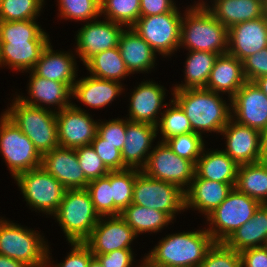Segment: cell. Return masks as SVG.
<instances>
[{
    "label": "cell",
    "instance_id": "obj_52",
    "mask_svg": "<svg viewBox=\"0 0 267 267\" xmlns=\"http://www.w3.org/2000/svg\"><path fill=\"white\" fill-rule=\"evenodd\" d=\"M0 267H28L24 263L11 259L7 256L0 255Z\"/></svg>",
    "mask_w": 267,
    "mask_h": 267
},
{
    "label": "cell",
    "instance_id": "obj_54",
    "mask_svg": "<svg viewBox=\"0 0 267 267\" xmlns=\"http://www.w3.org/2000/svg\"><path fill=\"white\" fill-rule=\"evenodd\" d=\"M260 90L267 96V75L257 78L255 81Z\"/></svg>",
    "mask_w": 267,
    "mask_h": 267
},
{
    "label": "cell",
    "instance_id": "obj_35",
    "mask_svg": "<svg viewBox=\"0 0 267 267\" xmlns=\"http://www.w3.org/2000/svg\"><path fill=\"white\" fill-rule=\"evenodd\" d=\"M185 66V84L174 89L205 88L210 72L219 54L204 51H189Z\"/></svg>",
    "mask_w": 267,
    "mask_h": 267
},
{
    "label": "cell",
    "instance_id": "obj_14",
    "mask_svg": "<svg viewBox=\"0 0 267 267\" xmlns=\"http://www.w3.org/2000/svg\"><path fill=\"white\" fill-rule=\"evenodd\" d=\"M56 121L60 147L77 148L91 145L97 135V121L75 104L56 111Z\"/></svg>",
    "mask_w": 267,
    "mask_h": 267
},
{
    "label": "cell",
    "instance_id": "obj_49",
    "mask_svg": "<svg viewBox=\"0 0 267 267\" xmlns=\"http://www.w3.org/2000/svg\"><path fill=\"white\" fill-rule=\"evenodd\" d=\"M93 255L103 267H131L134 258L131 249H119L107 254Z\"/></svg>",
    "mask_w": 267,
    "mask_h": 267
},
{
    "label": "cell",
    "instance_id": "obj_41",
    "mask_svg": "<svg viewBox=\"0 0 267 267\" xmlns=\"http://www.w3.org/2000/svg\"><path fill=\"white\" fill-rule=\"evenodd\" d=\"M202 138V134L190 132L173 136L165 142L177 156L187 159L196 165L204 149V141Z\"/></svg>",
    "mask_w": 267,
    "mask_h": 267
},
{
    "label": "cell",
    "instance_id": "obj_11",
    "mask_svg": "<svg viewBox=\"0 0 267 267\" xmlns=\"http://www.w3.org/2000/svg\"><path fill=\"white\" fill-rule=\"evenodd\" d=\"M27 202L35 210L54 215L66 188L42 167L20 173L14 178Z\"/></svg>",
    "mask_w": 267,
    "mask_h": 267
},
{
    "label": "cell",
    "instance_id": "obj_1",
    "mask_svg": "<svg viewBox=\"0 0 267 267\" xmlns=\"http://www.w3.org/2000/svg\"><path fill=\"white\" fill-rule=\"evenodd\" d=\"M42 30L35 20L0 21V65L31 71L50 42Z\"/></svg>",
    "mask_w": 267,
    "mask_h": 267
},
{
    "label": "cell",
    "instance_id": "obj_47",
    "mask_svg": "<svg viewBox=\"0 0 267 267\" xmlns=\"http://www.w3.org/2000/svg\"><path fill=\"white\" fill-rule=\"evenodd\" d=\"M246 81H255L267 75V47L242 61Z\"/></svg>",
    "mask_w": 267,
    "mask_h": 267
},
{
    "label": "cell",
    "instance_id": "obj_24",
    "mask_svg": "<svg viewBox=\"0 0 267 267\" xmlns=\"http://www.w3.org/2000/svg\"><path fill=\"white\" fill-rule=\"evenodd\" d=\"M246 82L242 62L229 53L220 54L210 72L205 89L216 93L227 92L230 102Z\"/></svg>",
    "mask_w": 267,
    "mask_h": 267
},
{
    "label": "cell",
    "instance_id": "obj_42",
    "mask_svg": "<svg viewBox=\"0 0 267 267\" xmlns=\"http://www.w3.org/2000/svg\"><path fill=\"white\" fill-rule=\"evenodd\" d=\"M61 17L78 21L100 16V0H59Z\"/></svg>",
    "mask_w": 267,
    "mask_h": 267
},
{
    "label": "cell",
    "instance_id": "obj_4",
    "mask_svg": "<svg viewBox=\"0 0 267 267\" xmlns=\"http://www.w3.org/2000/svg\"><path fill=\"white\" fill-rule=\"evenodd\" d=\"M215 241L205 230L168 235L146 256L166 267H198Z\"/></svg>",
    "mask_w": 267,
    "mask_h": 267
},
{
    "label": "cell",
    "instance_id": "obj_50",
    "mask_svg": "<svg viewBox=\"0 0 267 267\" xmlns=\"http://www.w3.org/2000/svg\"><path fill=\"white\" fill-rule=\"evenodd\" d=\"M239 253L241 267H267V246L247 248Z\"/></svg>",
    "mask_w": 267,
    "mask_h": 267
},
{
    "label": "cell",
    "instance_id": "obj_23",
    "mask_svg": "<svg viewBox=\"0 0 267 267\" xmlns=\"http://www.w3.org/2000/svg\"><path fill=\"white\" fill-rule=\"evenodd\" d=\"M129 108V121L148 123L157 126L158 111L162 106L165 98L163 86L155 82H142L134 92H132Z\"/></svg>",
    "mask_w": 267,
    "mask_h": 267
},
{
    "label": "cell",
    "instance_id": "obj_48",
    "mask_svg": "<svg viewBox=\"0 0 267 267\" xmlns=\"http://www.w3.org/2000/svg\"><path fill=\"white\" fill-rule=\"evenodd\" d=\"M73 249L67 255L65 261L55 267H88L90 260L94 257L89 247L84 242H70Z\"/></svg>",
    "mask_w": 267,
    "mask_h": 267
},
{
    "label": "cell",
    "instance_id": "obj_17",
    "mask_svg": "<svg viewBox=\"0 0 267 267\" xmlns=\"http://www.w3.org/2000/svg\"><path fill=\"white\" fill-rule=\"evenodd\" d=\"M221 134L225 135L227 146L223 151L238 165L261 160L262 133L258 130L239 124L232 117Z\"/></svg>",
    "mask_w": 267,
    "mask_h": 267
},
{
    "label": "cell",
    "instance_id": "obj_32",
    "mask_svg": "<svg viewBox=\"0 0 267 267\" xmlns=\"http://www.w3.org/2000/svg\"><path fill=\"white\" fill-rule=\"evenodd\" d=\"M235 188L261 204H267V164L259 161L239 165Z\"/></svg>",
    "mask_w": 267,
    "mask_h": 267
},
{
    "label": "cell",
    "instance_id": "obj_28",
    "mask_svg": "<svg viewBox=\"0 0 267 267\" xmlns=\"http://www.w3.org/2000/svg\"><path fill=\"white\" fill-rule=\"evenodd\" d=\"M118 48L130 73L148 72L154 67L155 52L131 27L121 33Z\"/></svg>",
    "mask_w": 267,
    "mask_h": 267
},
{
    "label": "cell",
    "instance_id": "obj_27",
    "mask_svg": "<svg viewBox=\"0 0 267 267\" xmlns=\"http://www.w3.org/2000/svg\"><path fill=\"white\" fill-rule=\"evenodd\" d=\"M121 82L88 76L76 81L72 96L92 108H102L122 92Z\"/></svg>",
    "mask_w": 267,
    "mask_h": 267
},
{
    "label": "cell",
    "instance_id": "obj_5",
    "mask_svg": "<svg viewBox=\"0 0 267 267\" xmlns=\"http://www.w3.org/2000/svg\"><path fill=\"white\" fill-rule=\"evenodd\" d=\"M4 113L32 141L41 156L59 147L55 110L29 106L15 98Z\"/></svg>",
    "mask_w": 267,
    "mask_h": 267
},
{
    "label": "cell",
    "instance_id": "obj_51",
    "mask_svg": "<svg viewBox=\"0 0 267 267\" xmlns=\"http://www.w3.org/2000/svg\"><path fill=\"white\" fill-rule=\"evenodd\" d=\"M175 8L176 6L172 0H141L140 17L167 13Z\"/></svg>",
    "mask_w": 267,
    "mask_h": 267
},
{
    "label": "cell",
    "instance_id": "obj_40",
    "mask_svg": "<svg viewBox=\"0 0 267 267\" xmlns=\"http://www.w3.org/2000/svg\"><path fill=\"white\" fill-rule=\"evenodd\" d=\"M44 0H0V21L35 20Z\"/></svg>",
    "mask_w": 267,
    "mask_h": 267
},
{
    "label": "cell",
    "instance_id": "obj_55",
    "mask_svg": "<svg viewBox=\"0 0 267 267\" xmlns=\"http://www.w3.org/2000/svg\"><path fill=\"white\" fill-rule=\"evenodd\" d=\"M142 263H143V265L140 267H166V266H161V265H157V264L153 263L147 257L144 258V262H142Z\"/></svg>",
    "mask_w": 267,
    "mask_h": 267
},
{
    "label": "cell",
    "instance_id": "obj_20",
    "mask_svg": "<svg viewBox=\"0 0 267 267\" xmlns=\"http://www.w3.org/2000/svg\"><path fill=\"white\" fill-rule=\"evenodd\" d=\"M66 189H86V179L78 162L75 148L57 147L42 156V166Z\"/></svg>",
    "mask_w": 267,
    "mask_h": 267
},
{
    "label": "cell",
    "instance_id": "obj_36",
    "mask_svg": "<svg viewBox=\"0 0 267 267\" xmlns=\"http://www.w3.org/2000/svg\"><path fill=\"white\" fill-rule=\"evenodd\" d=\"M141 0H100V15L108 20L131 27L140 18Z\"/></svg>",
    "mask_w": 267,
    "mask_h": 267
},
{
    "label": "cell",
    "instance_id": "obj_39",
    "mask_svg": "<svg viewBox=\"0 0 267 267\" xmlns=\"http://www.w3.org/2000/svg\"><path fill=\"white\" fill-rule=\"evenodd\" d=\"M171 104L172 107L170 106L164 113L161 112L162 118L156 126L160 128L163 136L162 142L176 135L193 132L189 118L180 105L174 99L171 100Z\"/></svg>",
    "mask_w": 267,
    "mask_h": 267
},
{
    "label": "cell",
    "instance_id": "obj_38",
    "mask_svg": "<svg viewBox=\"0 0 267 267\" xmlns=\"http://www.w3.org/2000/svg\"><path fill=\"white\" fill-rule=\"evenodd\" d=\"M136 169L110 171V185L114 205L122 212L132 203Z\"/></svg>",
    "mask_w": 267,
    "mask_h": 267
},
{
    "label": "cell",
    "instance_id": "obj_57",
    "mask_svg": "<svg viewBox=\"0 0 267 267\" xmlns=\"http://www.w3.org/2000/svg\"><path fill=\"white\" fill-rule=\"evenodd\" d=\"M265 4V14L267 15V0L264 1Z\"/></svg>",
    "mask_w": 267,
    "mask_h": 267
},
{
    "label": "cell",
    "instance_id": "obj_30",
    "mask_svg": "<svg viewBox=\"0 0 267 267\" xmlns=\"http://www.w3.org/2000/svg\"><path fill=\"white\" fill-rule=\"evenodd\" d=\"M223 243L238 252L247 248L266 246L267 204H261L254 212L253 218L236 229Z\"/></svg>",
    "mask_w": 267,
    "mask_h": 267
},
{
    "label": "cell",
    "instance_id": "obj_2",
    "mask_svg": "<svg viewBox=\"0 0 267 267\" xmlns=\"http://www.w3.org/2000/svg\"><path fill=\"white\" fill-rule=\"evenodd\" d=\"M174 100L189 118L192 131L221 133L232 118L231 107L220 98L219 93L205 88L173 89Z\"/></svg>",
    "mask_w": 267,
    "mask_h": 267
},
{
    "label": "cell",
    "instance_id": "obj_29",
    "mask_svg": "<svg viewBox=\"0 0 267 267\" xmlns=\"http://www.w3.org/2000/svg\"><path fill=\"white\" fill-rule=\"evenodd\" d=\"M212 5L207 9L227 29L265 15L264 0H214Z\"/></svg>",
    "mask_w": 267,
    "mask_h": 267
},
{
    "label": "cell",
    "instance_id": "obj_34",
    "mask_svg": "<svg viewBox=\"0 0 267 267\" xmlns=\"http://www.w3.org/2000/svg\"><path fill=\"white\" fill-rule=\"evenodd\" d=\"M91 76L118 81L131 74L121 57L118 47L102 51L91 57L85 64Z\"/></svg>",
    "mask_w": 267,
    "mask_h": 267
},
{
    "label": "cell",
    "instance_id": "obj_46",
    "mask_svg": "<svg viewBox=\"0 0 267 267\" xmlns=\"http://www.w3.org/2000/svg\"><path fill=\"white\" fill-rule=\"evenodd\" d=\"M97 134L105 140V143H110L122 151L126 136V120L117 118L101 124L98 122Z\"/></svg>",
    "mask_w": 267,
    "mask_h": 267
},
{
    "label": "cell",
    "instance_id": "obj_53",
    "mask_svg": "<svg viewBox=\"0 0 267 267\" xmlns=\"http://www.w3.org/2000/svg\"><path fill=\"white\" fill-rule=\"evenodd\" d=\"M260 161L267 164V130L262 133V155Z\"/></svg>",
    "mask_w": 267,
    "mask_h": 267
},
{
    "label": "cell",
    "instance_id": "obj_31",
    "mask_svg": "<svg viewBox=\"0 0 267 267\" xmlns=\"http://www.w3.org/2000/svg\"><path fill=\"white\" fill-rule=\"evenodd\" d=\"M238 166L222 150H213L205 154L203 149L195 165V174L201 179L222 183H236Z\"/></svg>",
    "mask_w": 267,
    "mask_h": 267
},
{
    "label": "cell",
    "instance_id": "obj_26",
    "mask_svg": "<svg viewBox=\"0 0 267 267\" xmlns=\"http://www.w3.org/2000/svg\"><path fill=\"white\" fill-rule=\"evenodd\" d=\"M30 77L28 92L31 99L18 95L17 98L20 101L29 106L41 108H43L41 102L46 105H58L59 111L72 105L68 99L73 90L67 84L40 77L32 70Z\"/></svg>",
    "mask_w": 267,
    "mask_h": 267
},
{
    "label": "cell",
    "instance_id": "obj_22",
    "mask_svg": "<svg viewBox=\"0 0 267 267\" xmlns=\"http://www.w3.org/2000/svg\"><path fill=\"white\" fill-rule=\"evenodd\" d=\"M235 184L201 179L195 174L185 189V208L193 207L208 216L227 198Z\"/></svg>",
    "mask_w": 267,
    "mask_h": 267
},
{
    "label": "cell",
    "instance_id": "obj_21",
    "mask_svg": "<svg viewBox=\"0 0 267 267\" xmlns=\"http://www.w3.org/2000/svg\"><path fill=\"white\" fill-rule=\"evenodd\" d=\"M157 131L158 128L154 125L126 120V136L121 156L128 168L141 170L146 165Z\"/></svg>",
    "mask_w": 267,
    "mask_h": 267
},
{
    "label": "cell",
    "instance_id": "obj_8",
    "mask_svg": "<svg viewBox=\"0 0 267 267\" xmlns=\"http://www.w3.org/2000/svg\"><path fill=\"white\" fill-rule=\"evenodd\" d=\"M260 205L259 201L234 187L227 198L207 216L210 226H214L207 232L215 242H224L236 229L253 218Z\"/></svg>",
    "mask_w": 267,
    "mask_h": 267
},
{
    "label": "cell",
    "instance_id": "obj_18",
    "mask_svg": "<svg viewBox=\"0 0 267 267\" xmlns=\"http://www.w3.org/2000/svg\"><path fill=\"white\" fill-rule=\"evenodd\" d=\"M122 26L124 25L110 20H94L85 24L76 35V53L78 52L83 63L102 51L118 47L120 35L124 30Z\"/></svg>",
    "mask_w": 267,
    "mask_h": 267
},
{
    "label": "cell",
    "instance_id": "obj_12",
    "mask_svg": "<svg viewBox=\"0 0 267 267\" xmlns=\"http://www.w3.org/2000/svg\"><path fill=\"white\" fill-rule=\"evenodd\" d=\"M176 7L173 11L158 15L140 17L131 28L153 49L168 56L180 45L181 13Z\"/></svg>",
    "mask_w": 267,
    "mask_h": 267
},
{
    "label": "cell",
    "instance_id": "obj_37",
    "mask_svg": "<svg viewBox=\"0 0 267 267\" xmlns=\"http://www.w3.org/2000/svg\"><path fill=\"white\" fill-rule=\"evenodd\" d=\"M86 190L90 194L94 208L100 217L106 219V216L121 214V211L113 203L110 172L105 177L90 181Z\"/></svg>",
    "mask_w": 267,
    "mask_h": 267
},
{
    "label": "cell",
    "instance_id": "obj_19",
    "mask_svg": "<svg viewBox=\"0 0 267 267\" xmlns=\"http://www.w3.org/2000/svg\"><path fill=\"white\" fill-rule=\"evenodd\" d=\"M267 47V15L228 29V53L241 62Z\"/></svg>",
    "mask_w": 267,
    "mask_h": 267
},
{
    "label": "cell",
    "instance_id": "obj_45",
    "mask_svg": "<svg viewBox=\"0 0 267 267\" xmlns=\"http://www.w3.org/2000/svg\"><path fill=\"white\" fill-rule=\"evenodd\" d=\"M91 145L109 171H120L128 168L123 163L121 151L114 145L105 143V140L98 134L92 140Z\"/></svg>",
    "mask_w": 267,
    "mask_h": 267
},
{
    "label": "cell",
    "instance_id": "obj_10",
    "mask_svg": "<svg viewBox=\"0 0 267 267\" xmlns=\"http://www.w3.org/2000/svg\"><path fill=\"white\" fill-rule=\"evenodd\" d=\"M132 203L162 211L173 220L176 212L185 209V191L175 184L150 178L136 169Z\"/></svg>",
    "mask_w": 267,
    "mask_h": 267
},
{
    "label": "cell",
    "instance_id": "obj_25",
    "mask_svg": "<svg viewBox=\"0 0 267 267\" xmlns=\"http://www.w3.org/2000/svg\"><path fill=\"white\" fill-rule=\"evenodd\" d=\"M69 54L54 52L49 42L32 71L40 77L65 83L73 90L76 82V63L73 54Z\"/></svg>",
    "mask_w": 267,
    "mask_h": 267
},
{
    "label": "cell",
    "instance_id": "obj_15",
    "mask_svg": "<svg viewBox=\"0 0 267 267\" xmlns=\"http://www.w3.org/2000/svg\"><path fill=\"white\" fill-rule=\"evenodd\" d=\"M231 110L237 123L264 133L267 130V96L253 81H246L231 98ZM234 115V116H233Z\"/></svg>",
    "mask_w": 267,
    "mask_h": 267
},
{
    "label": "cell",
    "instance_id": "obj_43",
    "mask_svg": "<svg viewBox=\"0 0 267 267\" xmlns=\"http://www.w3.org/2000/svg\"><path fill=\"white\" fill-rule=\"evenodd\" d=\"M198 267H241V256L223 242H215Z\"/></svg>",
    "mask_w": 267,
    "mask_h": 267
},
{
    "label": "cell",
    "instance_id": "obj_6",
    "mask_svg": "<svg viewBox=\"0 0 267 267\" xmlns=\"http://www.w3.org/2000/svg\"><path fill=\"white\" fill-rule=\"evenodd\" d=\"M53 216L69 243L84 242L100 219L86 189H66Z\"/></svg>",
    "mask_w": 267,
    "mask_h": 267
},
{
    "label": "cell",
    "instance_id": "obj_13",
    "mask_svg": "<svg viewBox=\"0 0 267 267\" xmlns=\"http://www.w3.org/2000/svg\"><path fill=\"white\" fill-rule=\"evenodd\" d=\"M141 171L150 178L175 184L185 191L194 178L195 165L177 156L166 142L161 141L153 148Z\"/></svg>",
    "mask_w": 267,
    "mask_h": 267
},
{
    "label": "cell",
    "instance_id": "obj_3",
    "mask_svg": "<svg viewBox=\"0 0 267 267\" xmlns=\"http://www.w3.org/2000/svg\"><path fill=\"white\" fill-rule=\"evenodd\" d=\"M188 9L185 18L182 17L179 47L219 55L228 53V29L213 16L206 4L202 1Z\"/></svg>",
    "mask_w": 267,
    "mask_h": 267
},
{
    "label": "cell",
    "instance_id": "obj_44",
    "mask_svg": "<svg viewBox=\"0 0 267 267\" xmlns=\"http://www.w3.org/2000/svg\"><path fill=\"white\" fill-rule=\"evenodd\" d=\"M75 150L79 165L89 182L105 177L110 172L98 157L92 145L80 146L75 148Z\"/></svg>",
    "mask_w": 267,
    "mask_h": 267
},
{
    "label": "cell",
    "instance_id": "obj_7",
    "mask_svg": "<svg viewBox=\"0 0 267 267\" xmlns=\"http://www.w3.org/2000/svg\"><path fill=\"white\" fill-rule=\"evenodd\" d=\"M43 240L34 230L0 219V255L28 267H48L49 249Z\"/></svg>",
    "mask_w": 267,
    "mask_h": 267
},
{
    "label": "cell",
    "instance_id": "obj_9",
    "mask_svg": "<svg viewBox=\"0 0 267 267\" xmlns=\"http://www.w3.org/2000/svg\"><path fill=\"white\" fill-rule=\"evenodd\" d=\"M0 119V152L12 176L42 166V156L32 141L4 113Z\"/></svg>",
    "mask_w": 267,
    "mask_h": 267
},
{
    "label": "cell",
    "instance_id": "obj_56",
    "mask_svg": "<svg viewBox=\"0 0 267 267\" xmlns=\"http://www.w3.org/2000/svg\"><path fill=\"white\" fill-rule=\"evenodd\" d=\"M88 267H103V265L100 263V261L96 257H93L90 260Z\"/></svg>",
    "mask_w": 267,
    "mask_h": 267
},
{
    "label": "cell",
    "instance_id": "obj_33",
    "mask_svg": "<svg viewBox=\"0 0 267 267\" xmlns=\"http://www.w3.org/2000/svg\"><path fill=\"white\" fill-rule=\"evenodd\" d=\"M136 235L158 232L172 219L164 212L131 203L120 214Z\"/></svg>",
    "mask_w": 267,
    "mask_h": 267
},
{
    "label": "cell",
    "instance_id": "obj_16",
    "mask_svg": "<svg viewBox=\"0 0 267 267\" xmlns=\"http://www.w3.org/2000/svg\"><path fill=\"white\" fill-rule=\"evenodd\" d=\"M102 218L84 241L91 253L107 254L114 250L132 249L130 244L137 235L124 219L120 215L109 216L107 221Z\"/></svg>",
    "mask_w": 267,
    "mask_h": 267
}]
</instances>
